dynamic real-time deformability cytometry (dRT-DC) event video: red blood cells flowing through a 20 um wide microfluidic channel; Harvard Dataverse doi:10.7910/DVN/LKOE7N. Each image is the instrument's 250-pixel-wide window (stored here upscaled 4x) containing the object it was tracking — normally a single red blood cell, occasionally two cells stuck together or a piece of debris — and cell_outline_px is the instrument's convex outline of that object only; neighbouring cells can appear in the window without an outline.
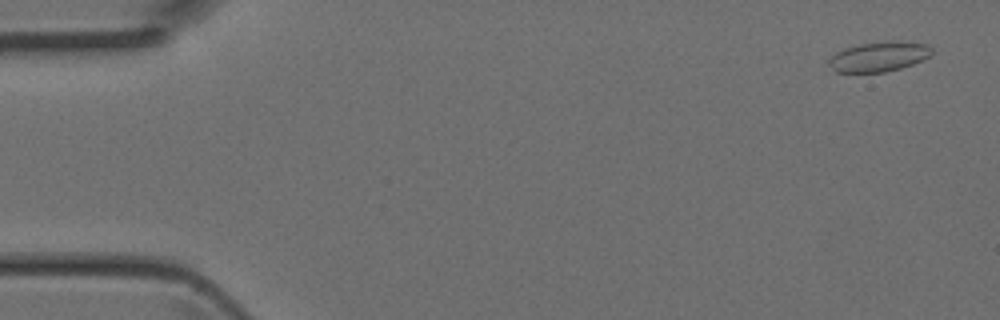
{"species": "Egyptian fruit bat (a non-hibernating species)", "species_latin": "Rousettus aegyptiacus", "temperature_condition": "room temperature", "stored_images_in_passage": 4, "camera_frame_rate_fps": 3000, "um_per_image_px": 0.085, "animal": {"sex": "female"}, "frame": {"image": 1, "passage_image": 1, "time_ms": 0.0, "image_size_px": [1000, 320], "cell_outline_px": [[932, 52], [928, 56], [912, 64], [900, 68], [884, 72], [836, 72], [828, 64], [828, 60], [836, 52], [844, 48], [860, 44], [884, 40], [896, 40], [928, 44], [932, 48]], "centroid_in_image_um": [74.69, 4.79], "position_along_channel_um": 10.3, "area_um2": 17.98}}
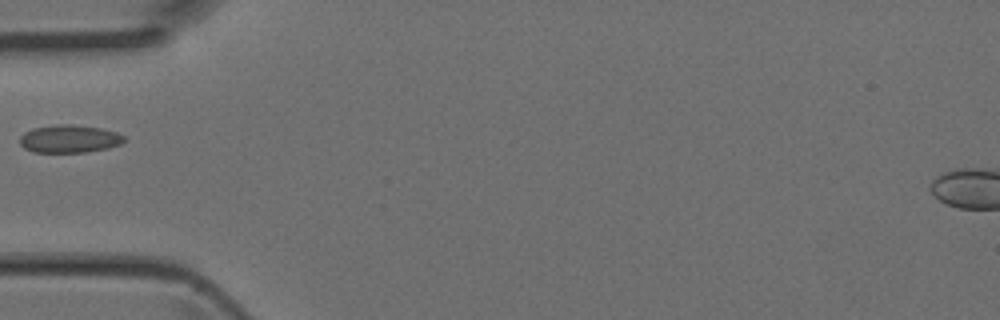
{"frame": {"image": 2, "passage_image": 4, "time_ms": 1.0, "image_size_px": [1000, 320], "cell_outline_px": [[124, 140], [120, 144], [108, 148], [84, 152], [32, 152], [24, 148], [20, 144], [20, 136], [24, 132], [32, 128], [56, 124], [72, 124], [100, 128], [116, 132], [124, 136]], "centroid_in_image_um": [5.86, 11.79], "position_along_channel_um": 79.1, "area_um2": 16.94}}